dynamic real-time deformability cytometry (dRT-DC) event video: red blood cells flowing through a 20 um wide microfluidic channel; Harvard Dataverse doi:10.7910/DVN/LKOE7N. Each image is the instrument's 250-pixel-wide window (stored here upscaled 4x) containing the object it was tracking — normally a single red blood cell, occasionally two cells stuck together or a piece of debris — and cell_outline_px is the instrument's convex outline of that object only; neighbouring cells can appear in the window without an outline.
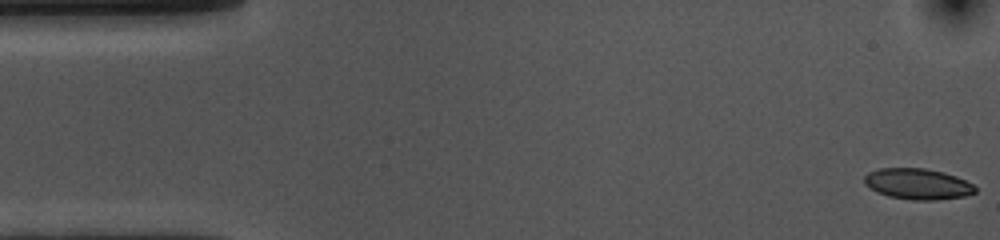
{"species": "common noctule bat (a hibernating species)", "species_latin": "Nyctalus noctula", "temperature_condition": "cold", "stored_images_in_passage": 54, "camera_frame_rate_fps": 3000, "um_per_image_px": 0.085, "animal": {"sex": "female", "body_mass_g": 10.0, "forearm_length_mm": 53.1}, "frame": {"image": 1, "passage_image": 1, "time_ms": 0.0, "image_size_px": [1000, 240], "cell_outline_px": [[976, 192], [964, 196], [936, 200], [912, 200], [888, 196], [876, 192], [864, 184], [864, 176], [868, 172], [880, 168], [924, 168], [944, 172], [956, 176], [972, 184], [976, 188]], "centroid_in_image_um": [77.98, 15.63], "position_along_channel_um": 7.0, "area_um2": 20.0}}
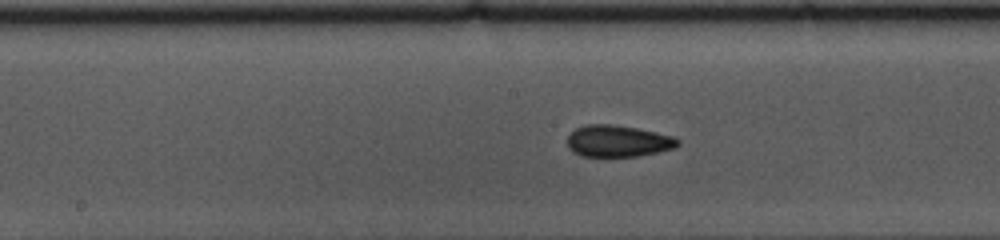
{"frame": {"image": 2, "passage_image": 26, "time_ms": 8.333, "image_size_px": [1000, 240], "cell_outline_px": [[680, 144], [676, 148], [636, 156], [580, 156], [568, 148], [568, 136], [576, 128], [588, 124], [612, 124], [636, 128], [656, 132], [672, 136], [680, 140]], "centroid_in_image_um": [52.53, 11.99], "position_along_channel_um": 195.7, "area_um2": 20.29}}
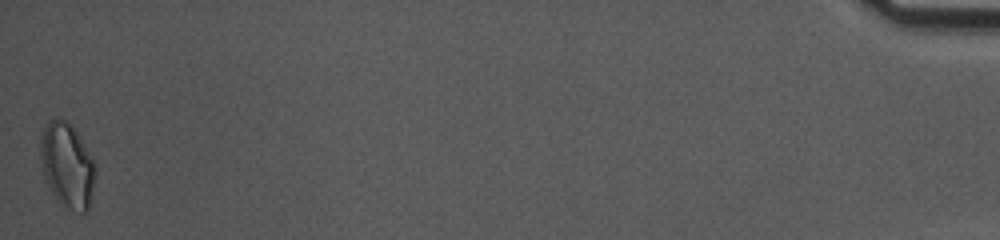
{"frame": {"image": 3, "passage_image": 54, "time_ms": 17.667, "image_size_px": [1000, 240], "cell_outline_px": [[96, 172], [92, 196], [88, 208], [84, 212], [80, 212], [60, 204], [52, 192], [44, 176], [40, 160], [40, 140], [44, 128], [48, 120], [64, 120], [76, 132], [96, 164]], "centroid_in_image_um": [5.71, 14.07], "position_along_channel_um": 429.5, "area_um2": 26.7}, "authors_computed_cell_mechanics": {"area_um2": 20.3456, "velocity_mm_per_s": 3.6034, "shape_relaxation_time_tau1_ms": 3.7197, "shape_relaxation_time_tau2_ms": 2.6044, "deformation_change_tau1": 0.0962, "deformation_change_tau2": 0.0704}}